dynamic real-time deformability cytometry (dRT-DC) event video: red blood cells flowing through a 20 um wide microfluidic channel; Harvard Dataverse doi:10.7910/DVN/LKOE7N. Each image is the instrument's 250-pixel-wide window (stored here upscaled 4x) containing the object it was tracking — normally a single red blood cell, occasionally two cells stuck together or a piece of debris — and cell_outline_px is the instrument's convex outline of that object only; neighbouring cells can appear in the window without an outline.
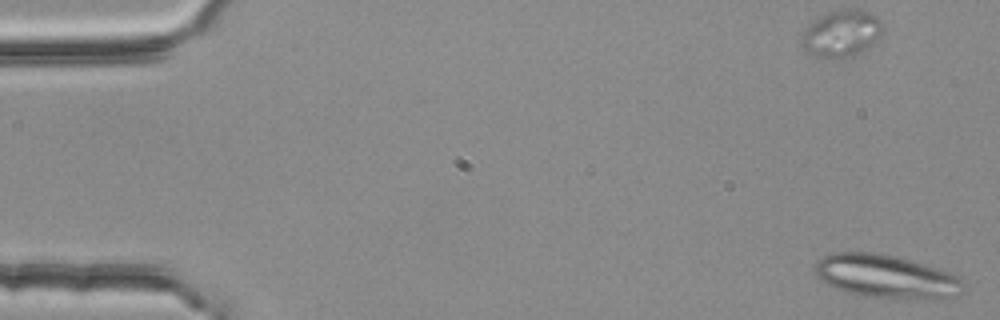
{"species": "common noctule bat (a hibernating species)", "species_latin": "Nyctalus noctula", "temperature_condition": "room temperature", "stored_images_in_passage": 3, "camera_frame_rate_fps": 3000, "um_per_image_px": 0.085, "animal": {"sex": "female", "body_mass_g": 25.1}, "frame": {"image": 1, "passage_image": 1, "time_ms": 0.0, "image_size_px": [1000, 320], "cell_outline_px": [[964, 292], [956, 296], [864, 296], [844, 292], [828, 284], [816, 276], [816, 264], [824, 256], [832, 252], [872, 252], [892, 256], [924, 264], [936, 268], [960, 280], [964, 288]], "centroid_in_image_um": [75.2, 23.46], "position_along_channel_um": 9.8, "area_um2": 35.66}}